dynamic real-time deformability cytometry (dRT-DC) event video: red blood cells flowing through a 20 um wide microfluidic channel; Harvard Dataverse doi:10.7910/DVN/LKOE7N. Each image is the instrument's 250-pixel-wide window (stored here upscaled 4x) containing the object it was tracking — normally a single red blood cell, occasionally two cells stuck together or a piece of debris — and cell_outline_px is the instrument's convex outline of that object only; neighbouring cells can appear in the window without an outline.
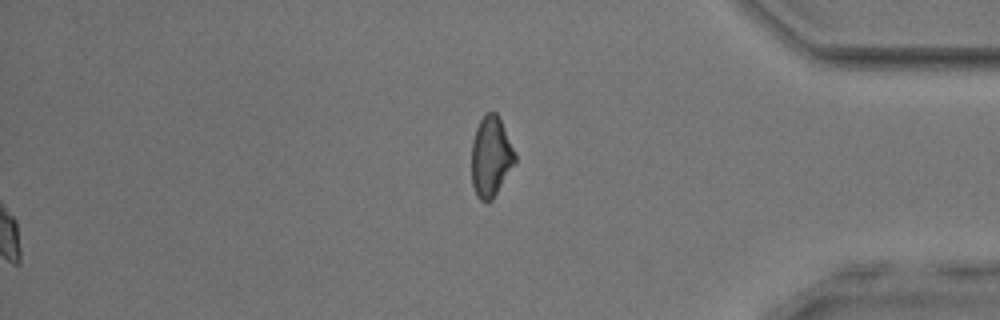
{"species": "common noctule bat (a hibernating species)", "species_latin": "Nyctalus noctula", "temperature_condition": "room temperature", "stored_images_in_passage": 38, "segment_of_instrument_passage": [2, 2], "camera_frame_rate_fps": 3000, "um_per_image_px": 0.085, "animal": {"sex": "male", "body_mass_g": 17.9, "forearm_length_mm": 54.2}, "frame": {"image": 1, "passage_image": 38, "time_ms": 12.333, "image_size_px": [1000, 320], "cell_outline_px": [[516, 164], [492, 200], [488, 204], [480, 200], [476, 196], [472, 184], [472, 140], [476, 128], [480, 120], [488, 112], [496, 112], [500, 116], [516, 156]], "centroid_in_image_um": [41.73, 13.35], "position_along_channel_um": 393.5, "area_um2": 20.63}}